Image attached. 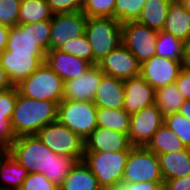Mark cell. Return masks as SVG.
I'll return each instance as SVG.
<instances>
[{
    "label": "cell",
    "instance_id": "6da1fadb",
    "mask_svg": "<svg viewBox=\"0 0 190 190\" xmlns=\"http://www.w3.org/2000/svg\"><path fill=\"white\" fill-rule=\"evenodd\" d=\"M29 173H43L60 186L77 160L55 154L36 135L16 138L7 150Z\"/></svg>",
    "mask_w": 190,
    "mask_h": 190
},
{
    "label": "cell",
    "instance_id": "7a4b0ae2",
    "mask_svg": "<svg viewBox=\"0 0 190 190\" xmlns=\"http://www.w3.org/2000/svg\"><path fill=\"white\" fill-rule=\"evenodd\" d=\"M58 104L49 100H36L21 95L17 90V100L10 120L16 138L36 135L49 123L57 121Z\"/></svg>",
    "mask_w": 190,
    "mask_h": 190
},
{
    "label": "cell",
    "instance_id": "3957f363",
    "mask_svg": "<svg viewBox=\"0 0 190 190\" xmlns=\"http://www.w3.org/2000/svg\"><path fill=\"white\" fill-rule=\"evenodd\" d=\"M51 20L31 24H18L10 28L7 47L13 53H32L45 57L49 51Z\"/></svg>",
    "mask_w": 190,
    "mask_h": 190
},
{
    "label": "cell",
    "instance_id": "277c9868",
    "mask_svg": "<svg viewBox=\"0 0 190 190\" xmlns=\"http://www.w3.org/2000/svg\"><path fill=\"white\" fill-rule=\"evenodd\" d=\"M130 151L84 152L83 161L103 190H119Z\"/></svg>",
    "mask_w": 190,
    "mask_h": 190
},
{
    "label": "cell",
    "instance_id": "5b68a950",
    "mask_svg": "<svg viewBox=\"0 0 190 190\" xmlns=\"http://www.w3.org/2000/svg\"><path fill=\"white\" fill-rule=\"evenodd\" d=\"M85 35L93 52V65L122 43V24L114 18L87 17Z\"/></svg>",
    "mask_w": 190,
    "mask_h": 190
},
{
    "label": "cell",
    "instance_id": "8992f818",
    "mask_svg": "<svg viewBox=\"0 0 190 190\" xmlns=\"http://www.w3.org/2000/svg\"><path fill=\"white\" fill-rule=\"evenodd\" d=\"M28 98L49 100L57 104L62 100L64 81L46 63L16 86Z\"/></svg>",
    "mask_w": 190,
    "mask_h": 190
},
{
    "label": "cell",
    "instance_id": "52a82bcc",
    "mask_svg": "<svg viewBox=\"0 0 190 190\" xmlns=\"http://www.w3.org/2000/svg\"><path fill=\"white\" fill-rule=\"evenodd\" d=\"M97 107L93 102L61 100L57 120L85 140L97 126Z\"/></svg>",
    "mask_w": 190,
    "mask_h": 190
},
{
    "label": "cell",
    "instance_id": "ba28073f",
    "mask_svg": "<svg viewBox=\"0 0 190 190\" xmlns=\"http://www.w3.org/2000/svg\"><path fill=\"white\" fill-rule=\"evenodd\" d=\"M36 136L57 155L83 159L84 140L58 120L44 126Z\"/></svg>",
    "mask_w": 190,
    "mask_h": 190
},
{
    "label": "cell",
    "instance_id": "9c48e42d",
    "mask_svg": "<svg viewBox=\"0 0 190 190\" xmlns=\"http://www.w3.org/2000/svg\"><path fill=\"white\" fill-rule=\"evenodd\" d=\"M164 182L158 156L146 146H133L124 168L122 183Z\"/></svg>",
    "mask_w": 190,
    "mask_h": 190
},
{
    "label": "cell",
    "instance_id": "30bf717a",
    "mask_svg": "<svg viewBox=\"0 0 190 190\" xmlns=\"http://www.w3.org/2000/svg\"><path fill=\"white\" fill-rule=\"evenodd\" d=\"M158 31L138 21L122 23V44L136 57L140 64L155 55Z\"/></svg>",
    "mask_w": 190,
    "mask_h": 190
},
{
    "label": "cell",
    "instance_id": "8fae6325",
    "mask_svg": "<svg viewBox=\"0 0 190 190\" xmlns=\"http://www.w3.org/2000/svg\"><path fill=\"white\" fill-rule=\"evenodd\" d=\"M164 123V116L156 104L149 105L131 115L128 131L132 146H147L154 133Z\"/></svg>",
    "mask_w": 190,
    "mask_h": 190
},
{
    "label": "cell",
    "instance_id": "7c38bea8",
    "mask_svg": "<svg viewBox=\"0 0 190 190\" xmlns=\"http://www.w3.org/2000/svg\"><path fill=\"white\" fill-rule=\"evenodd\" d=\"M87 16L82 11L53 14L49 50H56L61 45L85 34Z\"/></svg>",
    "mask_w": 190,
    "mask_h": 190
},
{
    "label": "cell",
    "instance_id": "4fadbf2b",
    "mask_svg": "<svg viewBox=\"0 0 190 190\" xmlns=\"http://www.w3.org/2000/svg\"><path fill=\"white\" fill-rule=\"evenodd\" d=\"M182 70L181 60H174L154 55L141 64L140 76L155 90L175 83Z\"/></svg>",
    "mask_w": 190,
    "mask_h": 190
},
{
    "label": "cell",
    "instance_id": "5bb4252c",
    "mask_svg": "<svg viewBox=\"0 0 190 190\" xmlns=\"http://www.w3.org/2000/svg\"><path fill=\"white\" fill-rule=\"evenodd\" d=\"M97 65L106 75L121 80L140 75L141 64L122 43L102 58Z\"/></svg>",
    "mask_w": 190,
    "mask_h": 190
},
{
    "label": "cell",
    "instance_id": "9a60e30c",
    "mask_svg": "<svg viewBox=\"0 0 190 190\" xmlns=\"http://www.w3.org/2000/svg\"><path fill=\"white\" fill-rule=\"evenodd\" d=\"M105 73L96 65H91L79 78L64 82L62 100L93 102L95 92Z\"/></svg>",
    "mask_w": 190,
    "mask_h": 190
},
{
    "label": "cell",
    "instance_id": "2e32d148",
    "mask_svg": "<svg viewBox=\"0 0 190 190\" xmlns=\"http://www.w3.org/2000/svg\"><path fill=\"white\" fill-rule=\"evenodd\" d=\"M0 60L13 86H17L45 63V57H36L32 53H13L7 49L0 53Z\"/></svg>",
    "mask_w": 190,
    "mask_h": 190
},
{
    "label": "cell",
    "instance_id": "e0dca14e",
    "mask_svg": "<svg viewBox=\"0 0 190 190\" xmlns=\"http://www.w3.org/2000/svg\"><path fill=\"white\" fill-rule=\"evenodd\" d=\"M124 105L123 109L130 115L143 108L155 104V89L140 75L123 80Z\"/></svg>",
    "mask_w": 190,
    "mask_h": 190
},
{
    "label": "cell",
    "instance_id": "ac0fdd59",
    "mask_svg": "<svg viewBox=\"0 0 190 190\" xmlns=\"http://www.w3.org/2000/svg\"><path fill=\"white\" fill-rule=\"evenodd\" d=\"M84 143V152L130 151L133 147L127 134L103 127H97Z\"/></svg>",
    "mask_w": 190,
    "mask_h": 190
},
{
    "label": "cell",
    "instance_id": "d6986e66",
    "mask_svg": "<svg viewBox=\"0 0 190 190\" xmlns=\"http://www.w3.org/2000/svg\"><path fill=\"white\" fill-rule=\"evenodd\" d=\"M45 63L65 82L69 79L79 78L91 64L71 54L58 49L49 50L45 55Z\"/></svg>",
    "mask_w": 190,
    "mask_h": 190
},
{
    "label": "cell",
    "instance_id": "ffe728a7",
    "mask_svg": "<svg viewBox=\"0 0 190 190\" xmlns=\"http://www.w3.org/2000/svg\"><path fill=\"white\" fill-rule=\"evenodd\" d=\"M93 103L97 108L123 109V80L104 74L96 89Z\"/></svg>",
    "mask_w": 190,
    "mask_h": 190
},
{
    "label": "cell",
    "instance_id": "44dd1931",
    "mask_svg": "<svg viewBox=\"0 0 190 190\" xmlns=\"http://www.w3.org/2000/svg\"><path fill=\"white\" fill-rule=\"evenodd\" d=\"M16 100V86L0 92V151H7L16 140L10 124Z\"/></svg>",
    "mask_w": 190,
    "mask_h": 190
},
{
    "label": "cell",
    "instance_id": "7402d4cb",
    "mask_svg": "<svg viewBox=\"0 0 190 190\" xmlns=\"http://www.w3.org/2000/svg\"><path fill=\"white\" fill-rule=\"evenodd\" d=\"M157 156L164 181L190 174V148Z\"/></svg>",
    "mask_w": 190,
    "mask_h": 190
},
{
    "label": "cell",
    "instance_id": "603a6c76",
    "mask_svg": "<svg viewBox=\"0 0 190 190\" xmlns=\"http://www.w3.org/2000/svg\"><path fill=\"white\" fill-rule=\"evenodd\" d=\"M28 174L8 151H0V189L20 190Z\"/></svg>",
    "mask_w": 190,
    "mask_h": 190
},
{
    "label": "cell",
    "instance_id": "cb8c5ba5",
    "mask_svg": "<svg viewBox=\"0 0 190 190\" xmlns=\"http://www.w3.org/2000/svg\"><path fill=\"white\" fill-rule=\"evenodd\" d=\"M163 31L182 42L190 39V12L180 2L173 1L169 6Z\"/></svg>",
    "mask_w": 190,
    "mask_h": 190
},
{
    "label": "cell",
    "instance_id": "d4e9b609",
    "mask_svg": "<svg viewBox=\"0 0 190 190\" xmlns=\"http://www.w3.org/2000/svg\"><path fill=\"white\" fill-rule=\"evenodd\" d=\"M59 190H103L83 160L77 161L59 186Z\"/></svg>",
    "mask_w": 190,
    "mask_h": 190
},
{
    "label": "cell",
    "instance_id": "484cf974",
    "mask_svg": "<svg viewBox=\"0 0 190 190\" xmlns=\"http://www.w3.org/2000/svg\"><path fill=\"white\" fill-rule=\"evenodd\" d=\"M174 0H146L137 21L155 31H163L168 8Z\"/></svg>",
    "mask_w": 190,
    "mask_h": 190
},
{
    "label": "cell",
    "instance_id": "4316f807",
    "mask_svg": "<svg viewBox=\"0 0 190 190\" xmlns=\"http://www.w3.org/2000/svg\"><path fill=\"white\" fill-rule=\"evenodd\" d=\"M156 155L183 150L186 146L165 123L154 133L146 146Z\"/></svg>",
    "mask_w": 190,
    "mask_h": 190
},
{
    "label": "cell",
    "instance_id": "83f0119b",
    "mask_svg": "<svg viewBox=\"0 0 190 190\" xmlns=\"http://www.w3.org/2000/svg\"><path fill=\"white\" fill-rule=\"evenodd\" d=\"M53 13L50 11L47 0H21L19 7V24H31L44 20H51Z\"/></svg>",
    "mask_w": 190,
    "mask_h": 190
},
{
    "label": "cell",
    "instance_id": "f1b7e54d",
    "mask_svg": "<svg viewBox=\"0 0 190 190\" xmlns=\"http://www.w3.org/2000/svg\"><path fill=\"white\" fill-rule=\"evenodd\" d=\"M97 126L120 131L128 135L131 115L124 109L97 108Z\"/></svg>",
    "mask_w": 190,
    "mask_h": 190
},
{
    "label": "cell",
    "instance_id": "f546056e",
    "mask_svg": "<svg viewBox=\"0 0 190 190\" xmlns=\"http://www.w3.org/2000/svg\"><path fill=\"white\" fill-rule=\"evenodd\" d=\"M185 100L175 83L168 84L155 91V104L164 117L179 112Z\"/></svg>",
    "mask_w": 190,
    "mask_h": 190
},
{
    "label": "cell",
    "instance_id": "4dcf8cb0",
    "mask_svg": "<svg viewBox=\"0 0 190 190\" xmlns=\"http://www.w3.org/2000/svg\"><path fill=\"white\" fill-rule=\"evenodd\" d=\"M155 44H156V50H155L156 56L170 58L174 60L182 59L184 42L177 39L172 34H168L164 31H159Z\"/></svg>",
    "mask_w": 190,
    "mask_h": 190
},
{
    "label": "cell",
    "instance_id": "1f68e13d",
    "mask_svg": "<svg viewBox=\"0 0 190 190\" xmlns=\"http://www.w3.org/2000/svg\"><path fill=\"white\" fill-rule=\"evenodd\" d=\"M146 0H116L114 19L121 24L128 21H137Z\"/></svg>",
    "mask_w": 190,
    "mask_h": 190
},
{
    "label": "cell",
    "instance_id": "d6a6232c",
    "mask_svg": "<svg viewBox=\"0 0 190 190\" xmlns=\"http://www.w3.org/2000/svg\"><path fill=\"white\" fill-rule=\"evenodd\" d=\"M59 51L71 54L93 65V52L85 34L72 38L58 48Z\"/></svg>",
    "mask_w": 190,
    "mask_h": 190
},
{
    "label": "cell",
    "instance_id": "836d02e7",
    "mask_svg": "<svg viewBox=\"0 0 190 190\" xmlns=\"http://www.w3.org/2000/svg\"><path fill=\"white\" fill-rule=\"evenodd\" d=\"M164 123L172 130L183 144L190 148V120L179 112L166 115Z\"/></svg>",
    "mask_w": 190,
    "mask_h": 190
},
{
    "label": "cell",
    "instance_id": "e575fe53",
    "mask_svg": "<svg viewBox=\"0 0 190 190\" xmlns=\"http://www.w3.org/2000/svg\"><path fill=\"white\" fill-rule=\"evenodd\" d=\"M116 0H84L82 12L87 17L114 18Z\"/></svg>",
    "mask_w": 190,
    "mask_h": 190
},
{
    "label": "cell",
    "instance_id": "d590c367",
    "mask_svg": "<svg viewBox=\"0 0 190 190\" xmlns=\"http://www.w3.org/2000/svg\"><path fill=\"white\" fill-rule=\"evenodd\" d=\"M21 0H0V25L13 28L19 24Z\"/></svg>",
    "mask_w": 190,
    "mask_h": 190
},
{
    "label": "cell",
    "instance_id": "8d00e7d4",
    "mask_svg": "<svg viewBox=\"0 0 190 190\" xmlns=\"http://www.w3.org/2000/svg\"><path fill=\"white\" fill-rule=\"evenodd\" d=\"M20 190H59V186L51 182L43 173H29Z\"/></svg>",
    "mask_w": 190,
    "mask_h": 190
},
{
    "label": "cell",
    "instance_id": "74e56055",
    "mask_svg": "<svg viewBox=\"0 0 190 190\" xmlns=\"http://www.w3.org/2000/svg\"><path fill=\"white\" fill-rule=\"evenodd\" d=\"M53 14L82 11L84 0H47Z\"/></svg>",
    "mask_w": 190,
    "mask_h": 190
},
{
    "label": "cell",
    "instance_id": "f35d334b",
    "mask_svg": "<svg viewBox=\"0 0 190 190\" xmlns=\"http://www.w3.org/2000/svg\"><path fill=\"white\" fill-rule=\"evenodd\" d=\"M164 182L121 183L119 190H163Z\"/></svg>",
    "mask_w": 190,
    "mask_h": 190
},
{
    "label": "cell",
    "instance_id": "ab89813d",
    "mask_svg": "<svg viewBox=\"0 0 190 190\" xmlns=\"http://www.w3.org/2000/svg\"><path fill=\"white\" fill-rule=\"evenodd\" d=\"M163 190H190V174L164 181Z\"/></svg>",
    "mask_w": 190,
    "mask_h": 190
},
{
    "label": "cell",
    "instance_id": "60d3db41",
    "mask_svg": "<svg viewBox=\"0 0 190 190\" xmlns=\"http://www.w3.org/2000/svg\"><path fill=\"white\" fill-rule=\"evenodd\" d=\"M175 84L185 99H190V71L181 70Z\"/></svg>",
    "mask_w": 190,
    "mask_h": 190
},
{
    "label": "cell",
    "instance_id": "b9f144b4",
    "mask_svg": "<svg viewBox=\"0 0 190 190\" xmlns=\"http://www.w3.org/2000/svg\"><path fill=\"white\" fill-rule=\"evenodd\" d=\"M181 63L182 69L190 71V39L183 44Z\"/></svg>",
    "mask_w": 190,
    "mask_h": 190
},
{
    "label": "cell",
    "instance_id": "7bdbcfd3",
    "mask_svg": "<svg viewBox=\"0 0 190 190\" xmlns=\"http://www.w3.org/2000/svg\"><path fill=\"white\" fill-rule=\"evenodd\" d=\"M14 87L10 82L0 60V92Z\"/></svg>",
    "mask_w": 190,
    "mask_h": 190
},
{
    "label": "cell",
    "instance_id": "ee69618b",
    "mask_svg": "<svg viewBox=\"0 0 190 190\" xmlns=\"http://www.w3.org/2000/svg\"><path fill=\"white\" fill-rule=\"evenodd\" d=\"M9 31V27L0 25V53H2L7 47Z\"/></svg>",
    "mask_w": 190,
    "mask_h": 190
},
{
    "label": "cell",
    "instance_id": "f6af8a7d",
    "mask_svg": "<svg viewBox=\"0 0 190 190\" xmlns=\"http://www.w3.org/2000/svg\"><path fill=\"white\" fill-rule=\"evenodd\" d=\"M179 113L190 120V99H186L181 105Z\"/></svg>",
    "mask_w": 190,
    "mask_h": 190
},
{
    "label": "cell",
    "instance_id": "bcb514c9",
    "mask_svg": "<svg viewBox=\"0 0 190 190\" xmlns=\"http://www.w3.org/2000/svg\"><path fill=\"white\" fill-rule=\"evenodd\" d=\"M181 5L190 12V0H180Z\"/></svg>",
    "mask_w": 190,
    "mask_h": 190
}]
</instances>
